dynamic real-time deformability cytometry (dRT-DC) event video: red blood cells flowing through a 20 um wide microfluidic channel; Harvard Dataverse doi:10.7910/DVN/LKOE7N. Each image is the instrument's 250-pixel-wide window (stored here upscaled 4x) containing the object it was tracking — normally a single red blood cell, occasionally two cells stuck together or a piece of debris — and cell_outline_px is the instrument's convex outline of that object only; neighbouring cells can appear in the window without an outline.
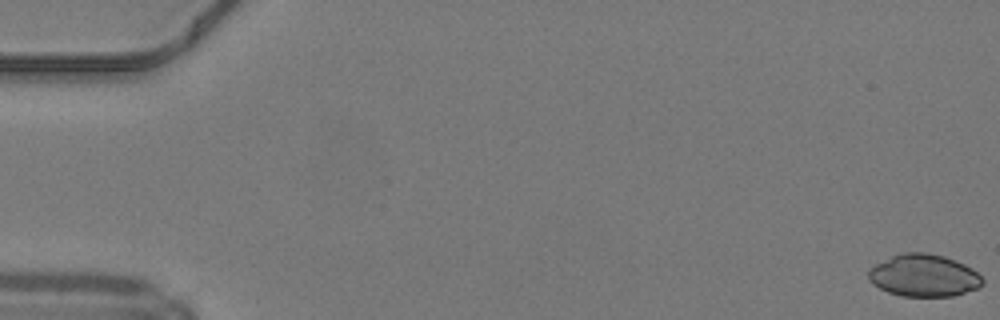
{"species": "common noctule bat (a hibernating species)", "species_latin": "Nyctalus noctula", "temperature_condition": "warm", "stored_images_in_passage": 50, "camera_frame_rate_fps": 3000, "um_per_image_px": 0.085, "animal": {"sex": "male", "body_mass_g": 19.2, "forearm_length_mm": 51.8}, "frame": {"image": 1, "passage_image": 1, "time_ms": 0.0, "image_size_px": [1000, 320], "cell_outline_px": [[984, 284], [980, 288], [952, 296], [900, 296], [888, 292], [872, 284], [868, 280], [868, 268], [892, 256], [904, 252], [928, 252], [944, 256], [956, 260], [972, 268], [984, 280]], "centroid_in_image_um": [78.53, 23.42], "position_along_channel_um": 6.5, "area_um2": 28.32}}
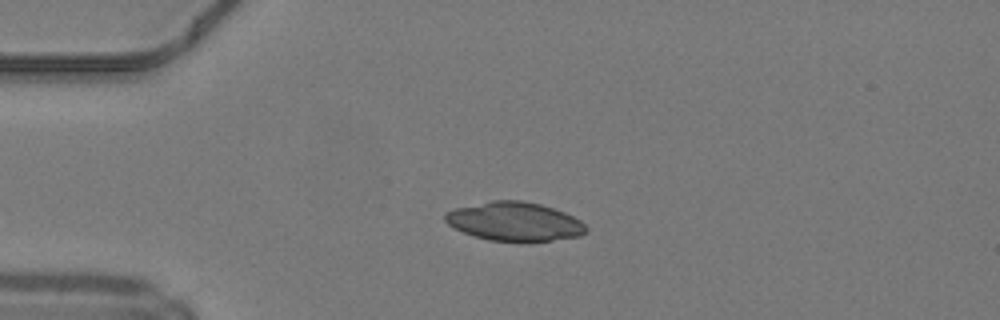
{"frame": {"image": 2, "passage_image": 13, "time_ms": 4.0, "image_size_px": [1000, 320], "cell_outline_px": [[588, 232], [580, 236], [552, 240], [488, 240], [464, 232], [448, 224], [444, 220], [444, 212], [456, 208], [492, 200], [520, 200], [540, 204], [564, 212], [580, 220], [588, 228]], "centroid_in_image_um": [43.74, 18.81], "position_along_channel_um": 41.3, "area_um2": 31.44}}
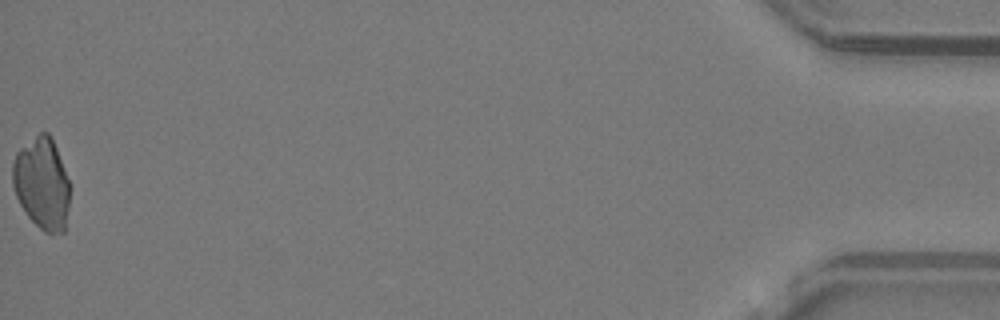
{"frame": {"image": 3, "passage_image": 50, "time_ms": 16.333, "image_size_px": [1000, 320], "cell_outline_px": [[68, 208], [64, 232], [44, 232], [28, 216], [20, 204], [16, 196], [12, 184], [12, 164], [16, 152], [20, 148], [40, 132], [48, 132], [56, 148], [68, 180]], "centroid_in_image_um": [3.53, 15.58], "position_along_channel_um": 431.7, "area_um2": 30.11}}